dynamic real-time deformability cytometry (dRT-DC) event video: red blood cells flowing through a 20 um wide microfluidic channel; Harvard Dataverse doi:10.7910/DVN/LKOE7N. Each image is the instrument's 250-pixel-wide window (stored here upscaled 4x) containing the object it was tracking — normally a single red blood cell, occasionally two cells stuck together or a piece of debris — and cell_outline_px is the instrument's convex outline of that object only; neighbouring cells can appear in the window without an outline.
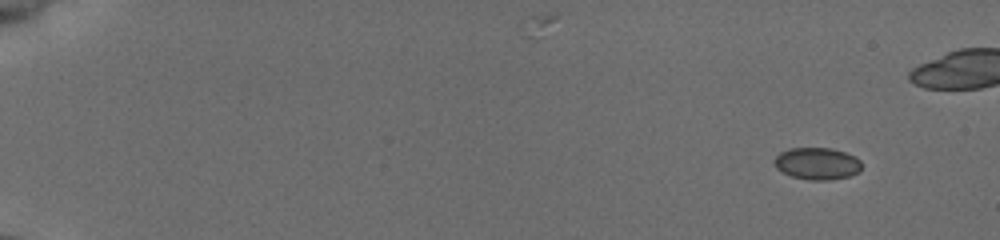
{"species": "common noctule bat (a hibernating species)", "species_latin": "Nyctalus noctula", "temperature_condition": "cold", "stored_images_in_passage": 47, "camera_frame_rate_fps": 3000, "um_per_image_px": 0.085, "animal": {"sex": "female", "body_mass_g": 19.5, "forearm_length_mm": 54.1}, "frame": {"image": 1, "passage_image": 1, "time_ms": 0.0, "image_size_px": [1000, 240], "cell_outline_px": [[860, 172], [848, 176], [828, 180], [812, 180], [792, 176], [776, 168], [772, 160], [780, 152], [788, 148], [832, 148], [856, 156], [860, 160]], "centroid_in_image_um": [69.44, 13.89], "position_along_channel_um": 15.6, "area_um2": 16.3}}
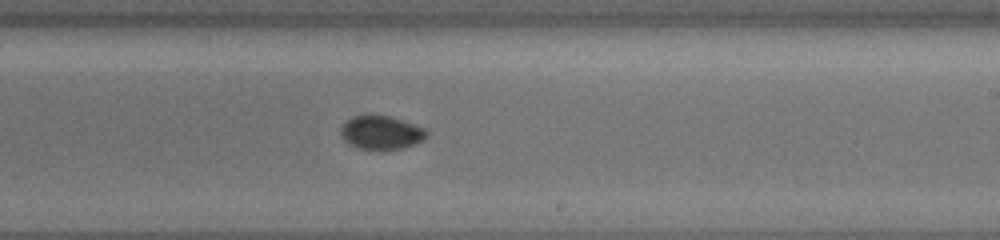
{"frame": {"image": 2, "passage_image": 32, "time_ms": 10.333, "image_size_px": [1000, 240], "cell_outline_px": [[428, 136], [424, 140], [416, 144], [404, 148], [376, 152], [356, 148], [348, 144], [340, 136], [340, 128], [352, 116], [392, 116], [424, 128], [428, 132]], "centroid_in_image_um": [32.41, 11.32], "position_along_channel_um": 256.6, "area_um2": 17.34}}
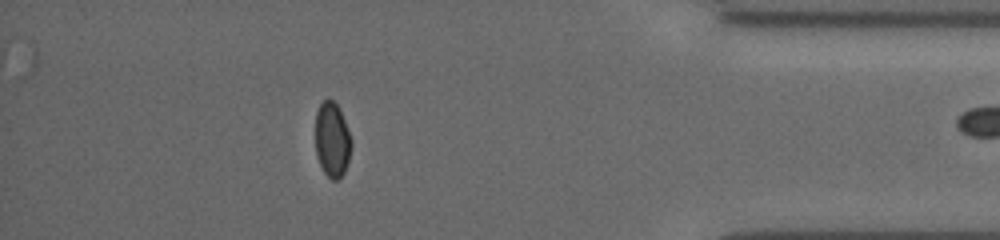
{"frame": {"image": 3, "passage_image": 46, "time_ms": 15.0, "image_size_px": [1000, 240], "cell_outline_px": [[352, 144], [348, 160], [344, 172], [336, 180], [332, 180], [324, 172], [316, 156], [316, 112], [320, 104], [328, 96], [336, 104], [344, 120], [352, 140]], "centroid_in_image_um": [28.22, 11.86], "position_along_channel_um": 407.0, "area_um2": 15.55}}